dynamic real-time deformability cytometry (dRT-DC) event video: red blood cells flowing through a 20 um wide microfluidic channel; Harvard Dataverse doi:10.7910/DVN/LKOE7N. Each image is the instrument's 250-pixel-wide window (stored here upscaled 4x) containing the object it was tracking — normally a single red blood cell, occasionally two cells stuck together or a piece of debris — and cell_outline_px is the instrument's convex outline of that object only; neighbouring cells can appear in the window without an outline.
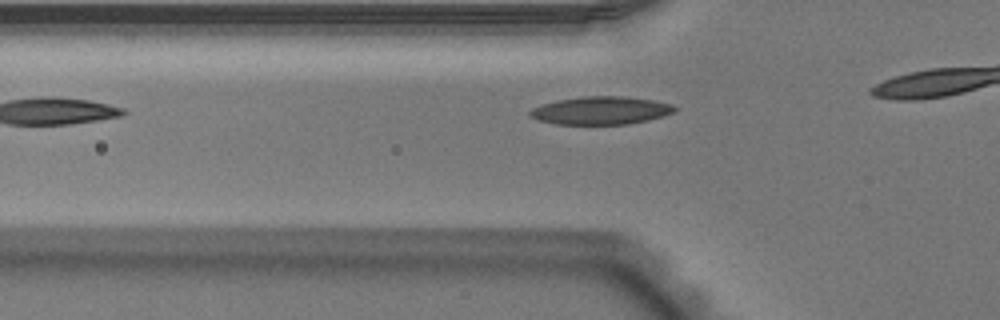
{"species": "Egyptian fruit bat (a non-hibernating species)", "species_latin": "Rousettus aegyptiacus", "temperature_condition": "warm", "stored_images_in_passage": 12, "camera_frame_rate_fps": 3000, "um_per_image_px": 0.085, "animal": {"sex": "male"}, "frame": {"image": 1, "passage_image": 3, "time_ms": 0.667, "image_size_px": [1000, 320], "cell_outline_px": [[676, 112], [664, 116], [648, 120], [628, 124], [556, 124], [536, 120], [528, 116], [528, 112], [532, 108], [556, 100], [584, 96], [624, 96], [652, 100], [672, 104], [676, 108]], "centroid_in_image_um": [51.06, 9.39], "position_along_channel_um": 74.7, "area_um2": 23.7}}
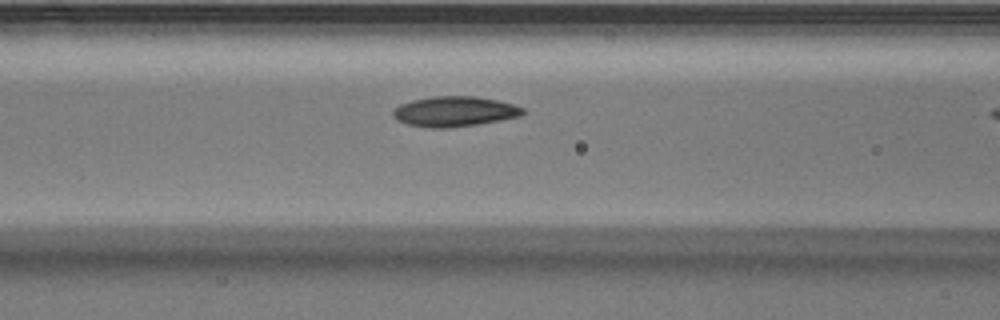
{"frame": {"image": 2, "passage_image": 7, "time_ms": 2.0, "image_size_px": [1000, 320], "cell_outline_px": [[524, 112], [520, 116], [500, 120], [476, 124], [448, 128], [428, 128], [408, 124], [392, 116], [392, 112], [400, 104], [412, 100], [432, 96], [476, 96], [496, 100], [512, 104], [524, 108]], "centroid_in_image_um": [38.62, 9.47], "position_along_channel_um": 128.0, "area_um2": 22.66}}
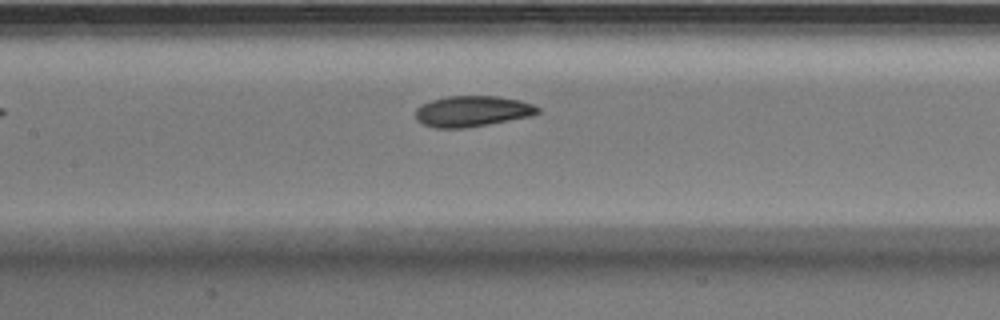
{"frame": {"image": 3, "passage_image": 10, "time_ms": 3.0, "image_size_px": [1000, 320], "cell_outline_px": [[540, 112], [532, 116], [468, 128], [436, 128], [424, 124], [416, 120], [416, 108], [432, 100], [448, 96], [496, 96], [520, 100], [532, 104], [540, 108]], "centroid_in_image_um": [40.17, 9.46], "position_along_channel_um": 167.2, "area_um2": 21.96}}